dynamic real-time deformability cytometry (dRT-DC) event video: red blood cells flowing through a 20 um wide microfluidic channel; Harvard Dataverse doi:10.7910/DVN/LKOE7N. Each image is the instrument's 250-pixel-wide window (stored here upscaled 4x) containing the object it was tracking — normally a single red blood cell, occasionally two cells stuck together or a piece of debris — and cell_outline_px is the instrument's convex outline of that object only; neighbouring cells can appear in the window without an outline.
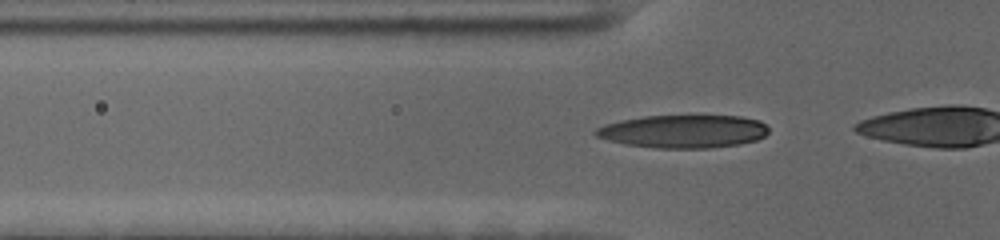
{"species": "human", "species_latin": "Homo sapiens", "temperature_condition": "cold", "stored_images_in_passage": 21, "camera_frame_rate_fps": 3000, "um_per_image_px": 0.085, "donor": {"sex": "female"}, "frame": {"image": 1, "passage_image": 15, "time_ms": 4.667, "image_size_px": [1000, 240], "cell_outline_px": [[768, 132], [764, 136], [756, 140], [740, 144], [708, 148], [656, 148], [624, 144], [608, 140], [596, 136], [592, 132], [596, 128], [604, 124], [644, 116], [740, 116], [760, 120], [768, 128]], "centroid_in_image_um": [58.08, 11.17], "position_along_channel_um": 67.7, "area_um2": 33.23}}
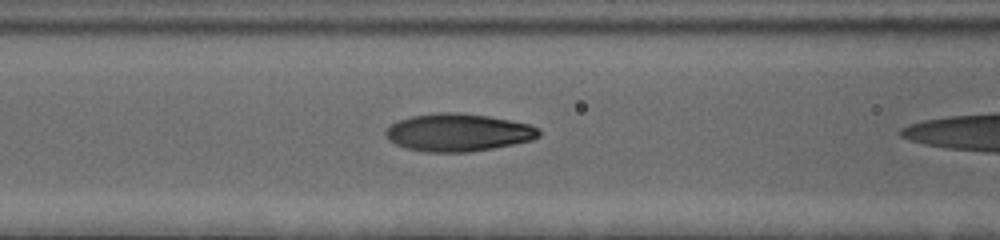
{"frame": {"image": 2, "passage_image": 20, "time_ms": 6.333, "image_size_px": [1000, 240], "cell_outline_px": [[540, 136], [532, 140], [492, 148], [468, 152], [424, 152], [408, 148], [396, 144], [388, 140], [384, 136], [384, 132], [392, 124], [400, 120], [412, 116], [440, 112], [456, 112], [488, 116], [528, 124], [540, 128]], "centroid_in_image_um": [38.93, 11.26], "position_along_channel_um": 127.7, "area_um2": 33.47}}